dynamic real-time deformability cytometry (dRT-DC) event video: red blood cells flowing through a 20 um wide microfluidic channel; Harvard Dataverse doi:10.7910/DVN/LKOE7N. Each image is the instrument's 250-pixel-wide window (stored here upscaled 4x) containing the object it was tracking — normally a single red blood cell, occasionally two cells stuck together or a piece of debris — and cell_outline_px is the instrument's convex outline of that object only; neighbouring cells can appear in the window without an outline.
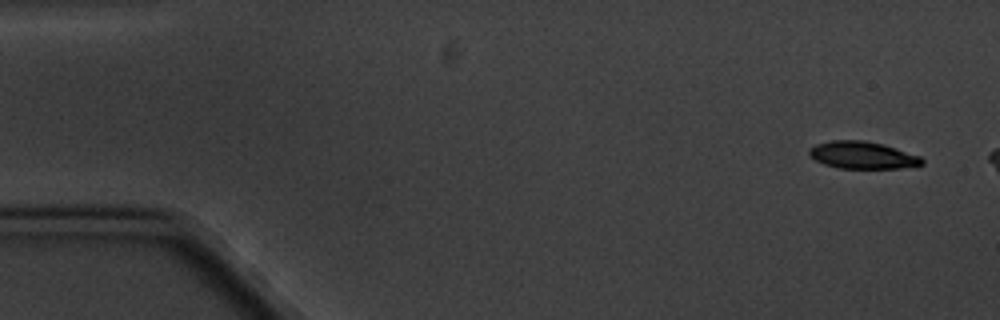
{"species": "common noctule bat (a hibernating species)", "species_latin": "Nyctalus noctula", "temperature_condition": "cold", "stored_images_in_passage": 3, "camera_frame_rate_fps": 3000, "um_per_image_px": 0.085, "animal": {"sex": "male", "body_mass_g": 20.1, "forearm_length_mm": 53.5}, "frame": {"image": 1, "passage_image": 1, "time_ms": 0.0, "image_size_px": [1000, 320], "cell_outline_px": [[924, 164], [916, 168], [840, 168], [824, 164], [808, 156], [808, 148], [816, 144], [832, 140], [864, 140], [884, 144], [920, 156], [924, 160]], "centroid_in_image_um": [73.35, 13.19], "position_along_channel_um": 11.7, "area_um2": 18.21}}